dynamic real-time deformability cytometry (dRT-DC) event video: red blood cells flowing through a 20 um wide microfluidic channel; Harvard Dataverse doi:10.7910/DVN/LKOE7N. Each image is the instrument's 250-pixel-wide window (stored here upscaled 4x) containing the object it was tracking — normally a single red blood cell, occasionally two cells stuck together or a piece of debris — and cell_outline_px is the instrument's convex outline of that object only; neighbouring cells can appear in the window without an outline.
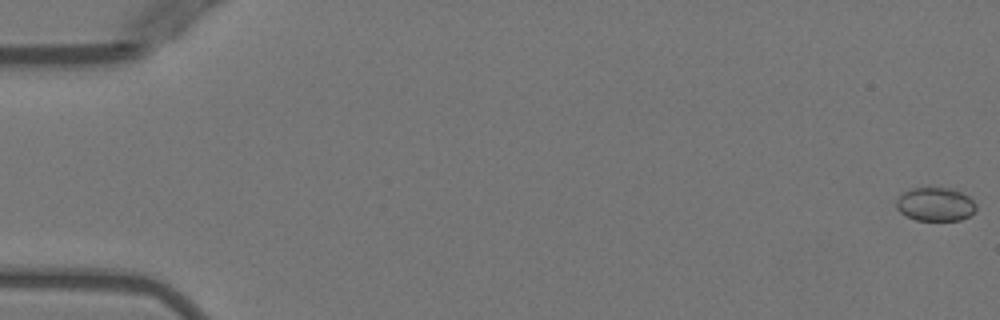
{"species": "Egyptian fruit bat (a non-hibernating species)", "species_latin": "Rousettus aegyptiacus", "temperature_condition": "warm", "stored_images_in_passage": 52, "camera_frame_rate_fps": 3000, "um_per_image_px": 0.085, "animal": {"sex": "female"}, "frame": {"image": 1, "passage_image": 1, "time_ms": 0.0, "image_size_px": [1000, 320], "cell_outline_px": [[976, 208], [968, 216], [960, 220], [916, 220], [900, 212], [896, 208], [896, 200], [900, 192], [912, 188], [948, 188], [960, 192], [968, 196], [976, 204]], "centroid_in_image_um": [79.45, 17.35], "position_along_channel_um": 5.5, "area_um2": 15.55}}
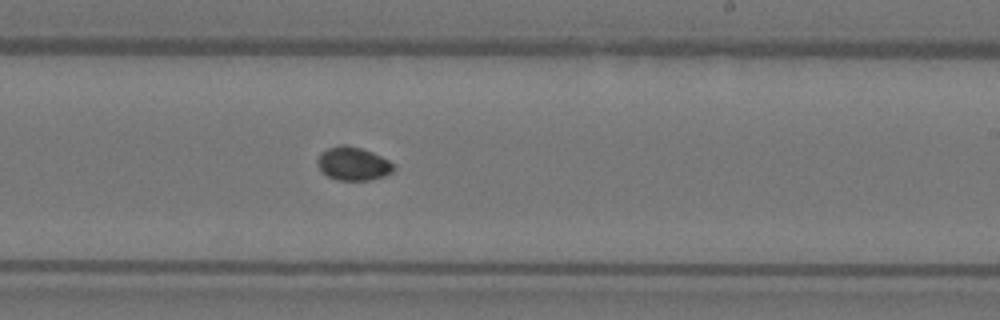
{"frame": {"image": 2, "passage_image": 32, "time_ms": 10.333, "image_size_px": [1000, 320], "cell_outline_px": [[396, 168], [392, 172], [384, 176], [368, 180], [336, 180], [320, 172], [316, 160], [320, 152], [328, 148], [340, 144], [348, 144], [372, 152], [388, 160]], "centroid_in_image_um": [29.97, 13.91], "position_along_channel_um": 259.0, "area_um2": 14.97}}
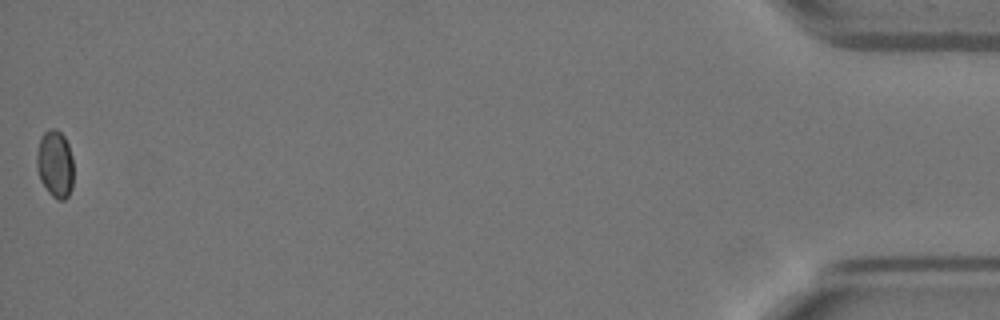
{"frame": {"image": 3, "passage_image": 52, "time_ms": 17.0, "image_size_px": [1000, 320], "cell_outline_px": [[72, 188], [68, 196], [64, 200], [56, 200], [48, 192], [40, 180], [36, 164], [36, 152], [40, 136], [48, 128], [56, 128], [64, 136], [68, 144], [72, 156]], "centroid_in_image_um": [4.66, 13.92], "position_along_channel_um": 430.5, "area_um2": 14.68}, "authors_computed_cell_mechanics": {"area_um2": 14.6812, "velocity_mm_per_s": 3.9834, "shape_relaxation_time_tau1_ms": null, "shape_relaxation_time_tau2_ms": 3.6975, "deformation_change_tau1": null, "deformation_change_tau2": 0.0306}}